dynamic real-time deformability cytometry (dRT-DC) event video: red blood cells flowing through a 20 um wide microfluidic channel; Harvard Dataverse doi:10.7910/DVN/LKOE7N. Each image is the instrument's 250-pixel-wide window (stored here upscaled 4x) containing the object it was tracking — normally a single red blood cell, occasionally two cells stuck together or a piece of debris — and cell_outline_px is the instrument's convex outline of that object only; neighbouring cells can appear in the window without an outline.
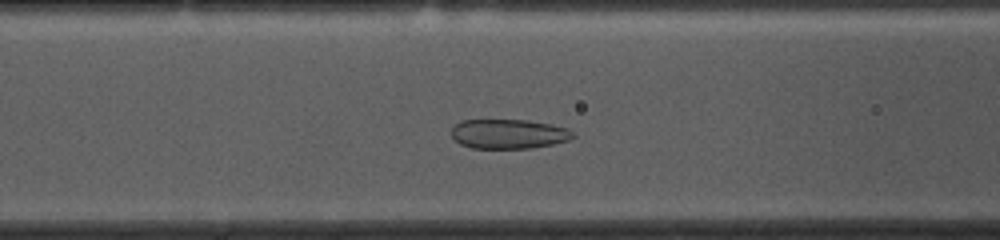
{"species": "common noctule bat (a hibernating species)", "species_latin": "Nyctalus noctula", "temperature_condition": "cold", "stored_images_in_passage": 43, "camera_frame_rate_fps": 3000, "um_per_image_px": 0.085, "animal": {"sex": "female", "body_mass_g": 10.0, "forearm_length_mm": 53.1}, "frame": {"image": 1, "passage_image": 17, "time_ms": 5.333, "image_size_px": [1000, 240], "cell_outline_px": [[576, 136], [568, 140], [552, 144], [532, 148], [472, 148], [460, 144], [452, 136], [452, 128], [460, 120], [528, 120], [568, 128], [576, 132]], "centroid_in_image_um": [43.26, 11.38], "position_along_channel_um": 123.3, "area_um2": 20.92}}
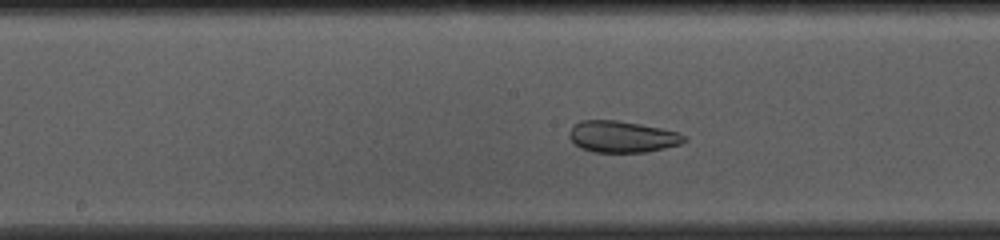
{"frame": {"image": 2, "passage_image": 23, "time_ms": 7.333, "image_size_px": [1000, 240], "cell_outline_px": [[688, 140], [680, 144], [648, 152], [592, 152], [580, 148], [568, 136], [568, 132], [580, 120], [616, 120], [640, 124], [660, 128], [676, 132], [688, 136]], "centroid_in_image_um": [52.9, 11.62], "position_along_channel_um": 195.3, "area_um2": 21.1}}
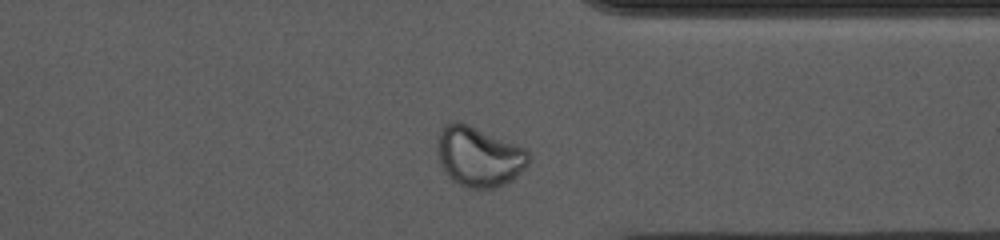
{"frame": {"image": 3, "passage_image": 38, "time_ms": 12.333, "image_size_px": [1000, 240], "cell_outline_px": [[532, 160], [512, 180], [496, 188], [468, 188], [452, 180], [444, 172], [440, 164], [436, 152], [436, 144], [440, 128], [444, 124], [452, 120], [456, 120], [468, 124], [520, 144], [528, 148]], "centroid_in_image_um": [40.71, 13.27], "position_along_channel_um": 370.7, "area_um2": 32.83}, "authors_computed_cell_mechanics": {"area_um2": 25.2008, "velocity_mm_per_s": 3.5927, "shape_relaxation_time_tau1_ms": null, "shape_relaxation_time_tau2_ms": 1.6159, "deformation_change_tau1": null, "deformation_change_tau2": 0.044}}